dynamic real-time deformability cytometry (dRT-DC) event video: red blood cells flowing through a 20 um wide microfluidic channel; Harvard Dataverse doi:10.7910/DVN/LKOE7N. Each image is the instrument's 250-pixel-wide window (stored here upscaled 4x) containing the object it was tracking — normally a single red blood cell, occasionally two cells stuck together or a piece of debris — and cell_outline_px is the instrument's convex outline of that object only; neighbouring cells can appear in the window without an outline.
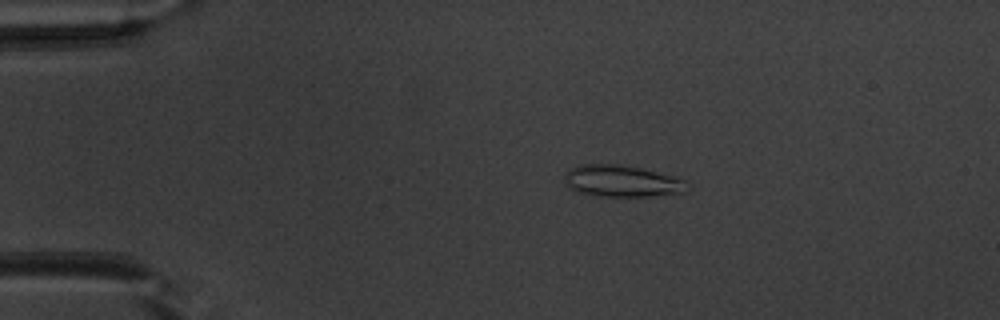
{"species": "common noctule bat (a hibernating species)", "species_latin": "Nyctalus noctula", "temperature_condition": "warm", "stored_images_in_passage": 51, "camera_frame_rate_fps": 3000, "um_per_image_px": 0.085, "animal": {"sex": "male", "body_mass_g": 20.1, "forearm_length_mm": 53.5}, "frame": {"image": 1, "passage_image": 10, "time_ms": 3.0, "image_size_px": [1000, 320], "cell_outline_px": [[684, 192], [648, 196], [596, 196], [580, 192], [568, 188], [564, 180], [564, 172], [580, 164], [620, 164], [640, 168], [684, 180]], "centroid_in_image_um": [52.73, 15.39], "position_along_channel_um": 32.3, "area_um2": 22.2}}
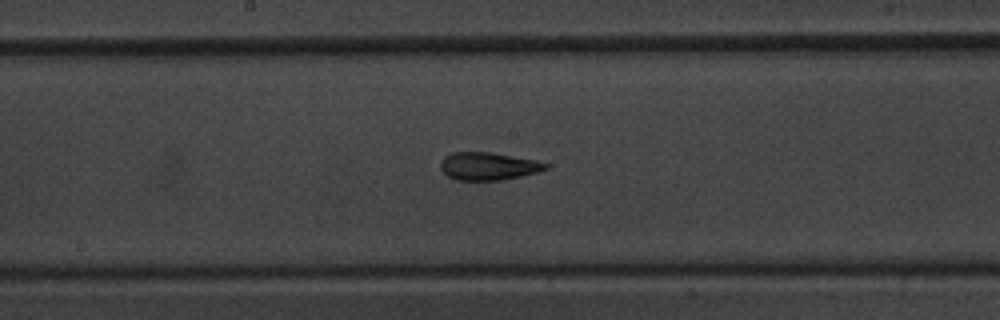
{"frame": {"image": 2, "passage_image": 27, "time_ms": 8.667, "image_size_px": [1000, 320], "cell_outline_px": [[548, 168], [540, 172], [504, 180], [456, 180], [448, 176], [440, 168], [440, 164], [444, 156], [452, 152], [492, 152], [536, 160], [548, 164]], "centroid_in_image_um": [41.52, 14.12], "position_along_channel_um": 206.7, "area_um2": 17.17}}
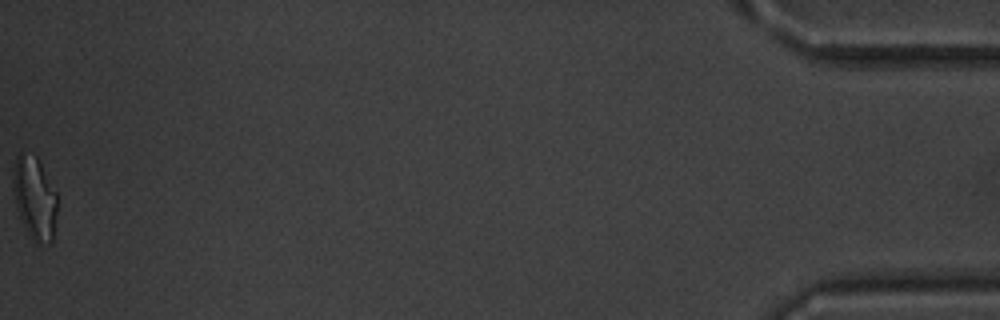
{"frame": {"image": 3, "passage_image": 51, "time_ms": 16.667, "image_size_px": [1000, 320], "cell_outline_px": [[56, 212], [52, 244], [36, 244], [28, 236], [20, 220], [16, 208], [12, 188], [12, 176], [16, 156], [20, 152], [36, 156], [56, 192]], "centroid_in_image_um": [2.91, 16.89], "position_along_channel_um": 432.3, "area_um2": 21.56}, "authors_computed_cell_mechanics": {"area_um2": 17.918, "velocity_mm_per_s": 3.9943, "shape_relaxation_time_tau1_ms": 5.7362, "shape_relaxation_time_tau2_ms": 2.5762, "deformation_change_tau1": 0.1859, "deformation_change_tau2": 0.1089}}